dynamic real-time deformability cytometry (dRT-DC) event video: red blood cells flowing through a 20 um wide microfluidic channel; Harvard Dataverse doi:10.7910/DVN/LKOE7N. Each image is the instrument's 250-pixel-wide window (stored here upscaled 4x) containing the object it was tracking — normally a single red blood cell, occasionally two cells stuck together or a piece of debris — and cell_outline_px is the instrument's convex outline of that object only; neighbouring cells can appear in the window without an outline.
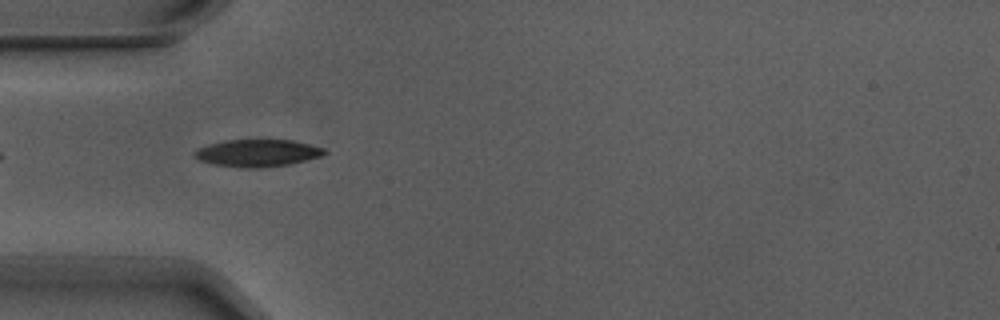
{"species": "Egyptian fruit bat (a non-hibernating species)", "species_latin": "Rousettus aegyptiacus", "temperature_condition": "warm", "stored_images_in_passage": 7, "camera_frame_rate_fps": 3000, "um_per_image_px": 0.085, "animal": {"sex": "male"}, "frame": {"image": 1, "passage_image": 4, "time_ms": 1.0, "image_size_px": [1000, 320], "cell_outline_px": [[328, 152], [324, 156], [288, 164], [260, 168], [240, 168], [212, 164], [200, 160], [192, 156], [192, 152], [208, 144], [228, 140], [292, 140], [324, 148]], "centroid_in_image_um": [21.88, 13.01], "position_along_channel_um": 63.1, "area_um2": 20.69}}
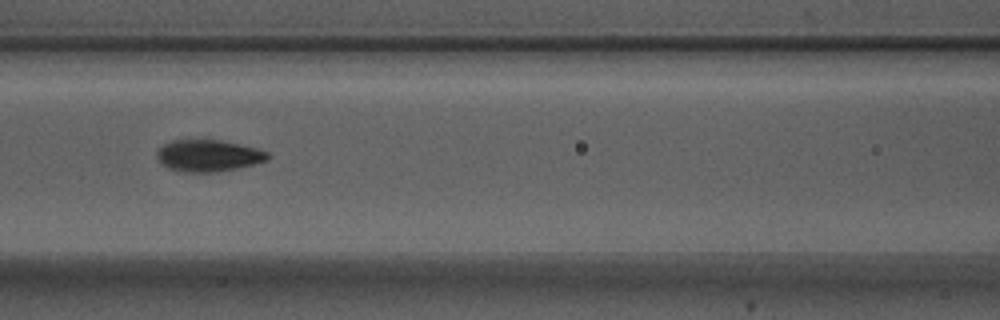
{"frame": {"image": 2, "passage_image": 6, "time_ms": 1.667, "image_size_px": [1000, 320], "cell_outline_px": [[272, 156], [268, 160], [236, 168], [212, 172], [180, 172], [168, 168], [160, 164], [156, 156], [156, 152], [164, 144], [172, 140], [220, 140], [256, 148], [268, 152]], "centroid_in_image_um": [17.68, 13.23], "position_along_channel_um": 148.9, "area_um2": 20.46}}
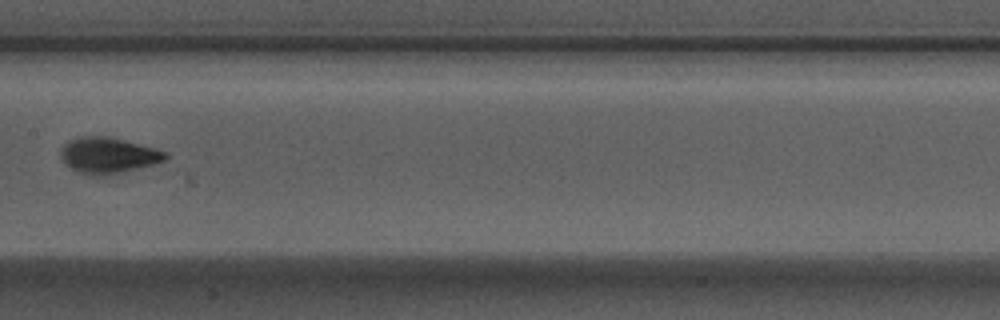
{"frame": {"image": 3, "passage_image": 7, "time_ms": 2.0, "image_size_px": [1000, 320], "cell_outline_px": [[168, 156], [164, 160], [152, 164], [120, 172], [100, 176], [92, 176], [80, 172], [72, 168], [60, 156], [60, 152], [64, 144], [68, 140], [80, 136], [108, 136], [156, 148], [168, 152]], "centroid_in_image_um": [9.19, 13.18], "position_along_channel_um": 198.2, "area_um2": 21.62}}